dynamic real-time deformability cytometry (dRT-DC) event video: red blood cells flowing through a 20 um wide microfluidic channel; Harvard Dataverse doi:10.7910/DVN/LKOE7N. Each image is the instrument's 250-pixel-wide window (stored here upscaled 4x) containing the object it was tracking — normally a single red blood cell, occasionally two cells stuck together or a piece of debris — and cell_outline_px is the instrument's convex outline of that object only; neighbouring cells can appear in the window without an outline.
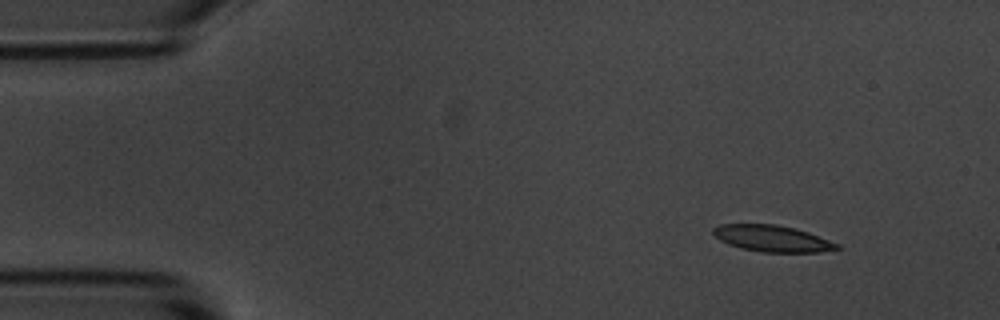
{"species": "common noctule bat (a hibernating species)", "species_latin": "Nyctalus noctula", "temperature_condition": "room temperature", "stored_images_in_passage": 9, "camera_frame_rate_fps": 3000, "um_per_image_px": 0.085, "animal": {"sex": "male", "body_mass_g": 20.1, "forearm_length_mm": 53.5}, "frame": {"image": 1, "passage_image": 1, "time_ms": 0.0, "image_size_px": [1000, 320], "cell_outline_px": [[840, 248], [820, 252], [764, 252], [740, 248], [728, 244], [720, 240], [712, 232], [712, 228], [720, 224], [776, 224], [796, 228], [808, 232], [840, 244]], "centroid_in_image_um": [65.64, 20.26], "position_along_channel_um": 19.4, "area_um2": 19.07}}
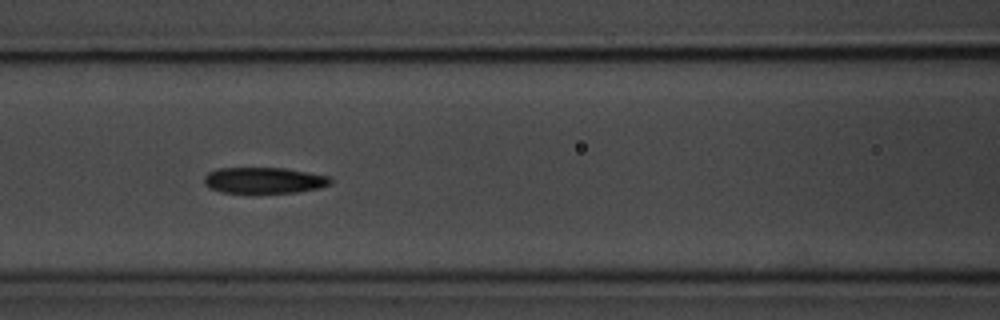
{"frame": {"image": 2, "passage_image": 6, "time_ms": 5.667, "image_size_px": [1000, 320], "cell_outline_px": [[332, 184], [320, 188], [300, 192], [220, 192], [208, 188], [204, 184], [204, 176], [208, 172], [216, 168], [284, 168], [328, 176], [332, 180]], "centroid_in_image_um": [22.42, 15.32], "position_along_channel_um": 144.2, "area_um2": 19.19}}
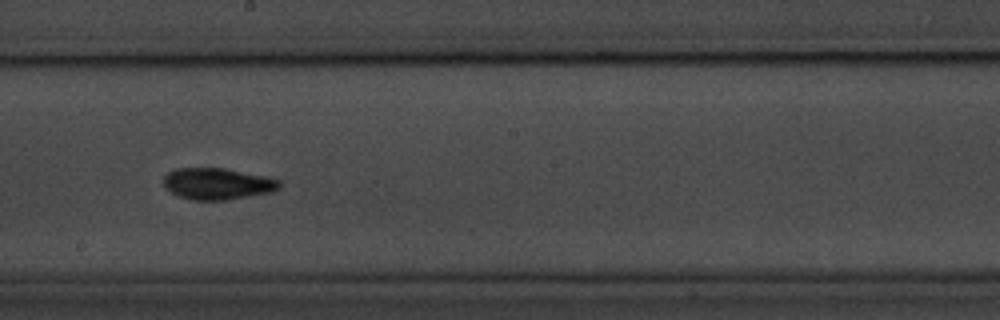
{"frame": {"image": 3, "passage_image": 8, "time_ms": 8.0, "image_size_px": [1000, 320], "cell_outline_px": [[280, 188], [272, 192], [228, 200], [192, 200], [168, 192], [164, 188], [164, 176], [168, 172], [176, 168], [224, 168], [264, 176], [280, 180]], "centroid_in_image_um": [18.46, 15.63], "position_along_channel_um": 229.7, "area_um2": 21.39}}